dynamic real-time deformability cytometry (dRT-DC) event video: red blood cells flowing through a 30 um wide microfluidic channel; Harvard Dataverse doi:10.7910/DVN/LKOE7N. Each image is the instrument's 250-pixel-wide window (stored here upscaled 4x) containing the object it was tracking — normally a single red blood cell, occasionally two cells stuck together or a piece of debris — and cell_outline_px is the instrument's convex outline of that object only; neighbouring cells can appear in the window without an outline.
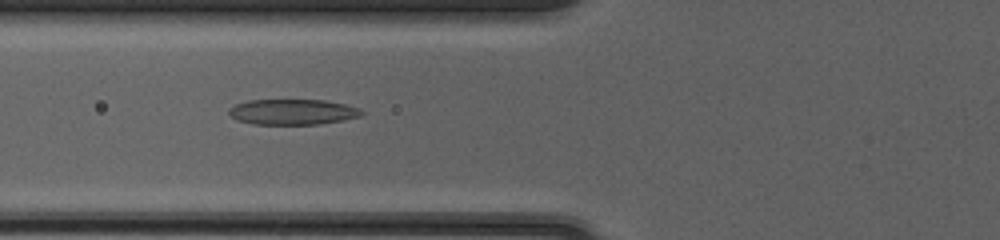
{"species": "common noctule bat (a hibernating species)", "species_latin": "Nyctalus noctula", "temperature_condition": "cold", "stored_images_in_passage": 42, "camera_frame_rate_fps": 3000, "um_per_image_px": 0.085, "animal": {"sex": "female", "body_mass_g": 20.0, "forearm_length_mm": 54.0}, "frame": {"image": 1, "passage_image": 12, "time_ms": 3.667, "image_size_px": [1000, 240], "cell_outline_px": [[364, 112], [360, 116], [344, 120], [320, 124], [252, 124], [236, 120], [228, 112], [228, 108], [236, 104], [248, 100], [324, 100], [344, 104], [360, 108]], "centroid_in_image_um": [24.87, 9.51], "position_along_channel_um": 100.9, "area_um2": 19.77}}
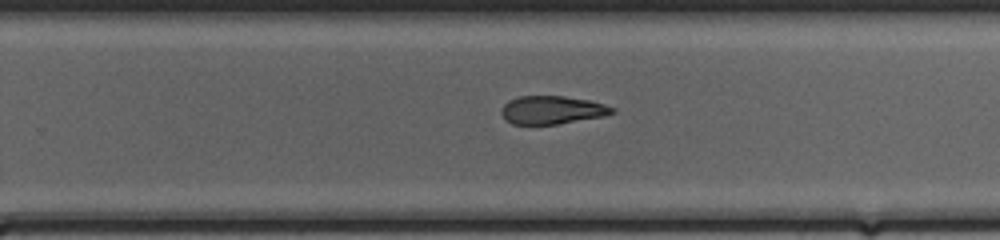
{"frame": {"image": 2, "passage_image": 25, "time_ms": 8.0, "image_size_px": [1000, 240], "cell_outline_px": [[616, 112], [604, 116], [556, 124], [512, 124], [500, 112], [500, 108], [508, 100], [520, 96], [564, 96], [588, 100], [604, 104], [616, 108]], "centroid_in_image_um": [46.93, 9.34], "position_along_channel_um": 282.9, "area_um2": 18.15}}
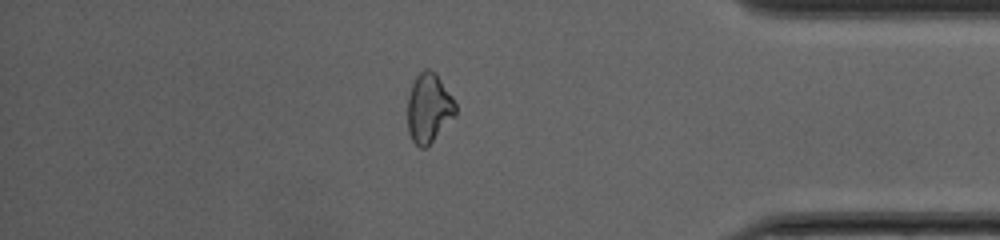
{"frame": {"image": 3, "passage_image": 35, "time_ms": 11.333, "image_size_px": [1000, 240], "cell_outline_px": [[456, 116], [424, 148], [420, 148], [412, 140], [408, 132], [408, 96], [412, 84], [416, 76], [424, 68], [432, 68], [436, 72], [452, 96], [456, 104]], "centroid_in_image_um": [36.45, 9.14], "position_along_channel_um": 398.7, "area_um2": 19.42}, "authors_computed_cell_mechanics": {"area_um2": 19.8543, "velocity_mm_per_s": 4.1914, "shape_relaxation_time_tau1_ms": null, "shape_relaxation_time_tau2_ms": 3.5569, "deformation_change_tau1": null, "deformation_change_tau2": 0.124}}